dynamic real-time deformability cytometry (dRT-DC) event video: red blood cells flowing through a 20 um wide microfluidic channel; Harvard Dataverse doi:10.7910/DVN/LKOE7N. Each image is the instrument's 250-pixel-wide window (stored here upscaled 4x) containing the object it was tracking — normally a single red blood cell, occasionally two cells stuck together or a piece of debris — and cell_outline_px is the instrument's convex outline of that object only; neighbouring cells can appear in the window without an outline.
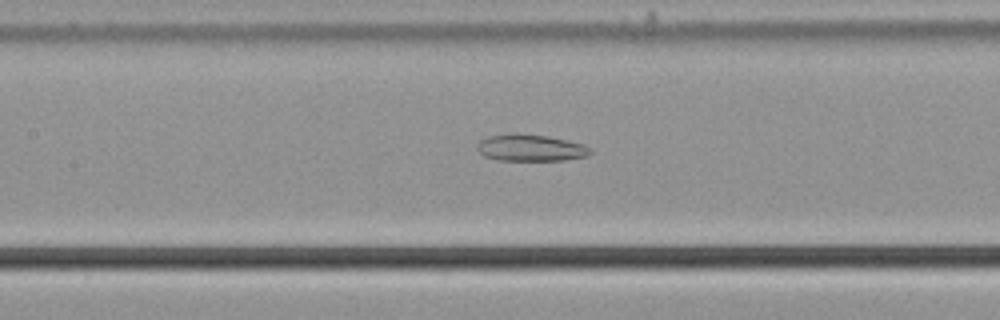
{"species": "common noctule bat (a hibernating species)", "species_latin": "Nyctalus noctula", "temperature_condition": "cold", "stored_images_in_passage": 56, "camera_frame_rate_fps": 3000, "um_per_image_px": 0.085, "animal": {"sex": "male", "body_mass_g": 21.5, "forearm_length_mm": 52.0}, "frame": {"image": 1, "passage_image": 26, "time_ms": 8.333, "image_size_px": [1000, 320], "cell_outline_px": [[592, 152], [588, 156], [564, 160], [496, 160], [484, 156], [476, 148], [476, 144], [480, 140], [488, 136], [516, 132], [548, 136], [584, 144], [592, 148]], "centroid_in_image_um": [45.1, 12.55], "position_along_channel_um": 162.3, "area_um2": 17.92}}
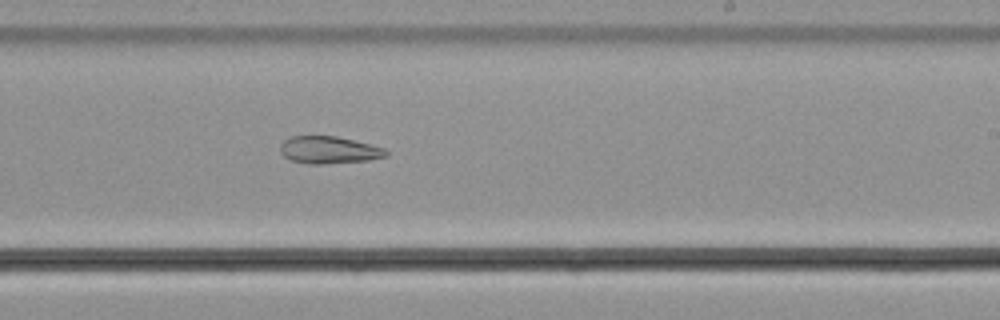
{"frame": {"image": 2, "passage_image": 34, "time_ms": 11.0, "image_size_px": [1000, 320], "cell_outline_px": [[388, 156], [368, 160], [320, 164], [308, 164], [292, 160], [284, 156], [280, 152], [280, 144], [288, 136], [336, 136], [384, 148], [388, 152]], "centroid_in_image_um": [27.92, 12.74], "position_along_channel_um": 261.1, "area_um2": 16.7}}
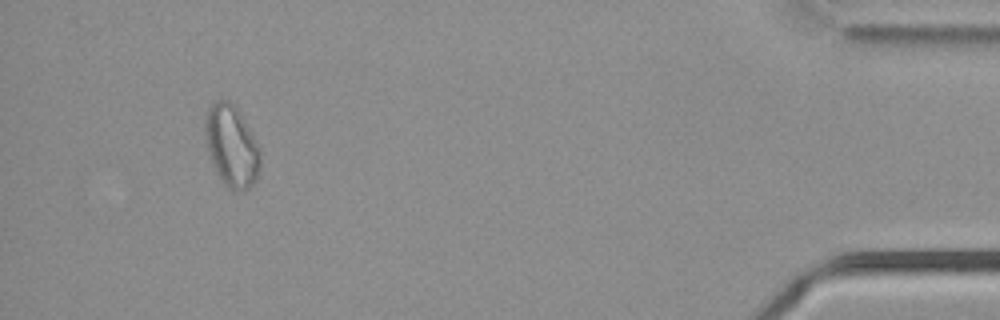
{"frame": {"image": 3, "passage_image": 52, "time_ms": 17.0, "image_size_px": [1000, 320], "cell_outline_px": [[260, 168], [256, 180], [244, 192], [232, 192], [224, 184], [216, 172], [208, 156], [204, 132], [204, 124], [208, 104], [216, 100], [228, 100], [240, 112], [256, 140], [260, 148]], "centroid_in_image_um": [19.66, 12.43], "position_along_channel_um": 415.5, "area_um2": 26.82}, "authors_computed_cell_mechanics": {"area_um2": 23.9581, "velocity_mm_per_s": 3.7178, "shape_relaxation_time_tau1_ms": null, "shape_relaxation_time_tau2_ms": 9.1749, "deformation_change_tau1": null, "deformation_change_tau2": 0.1858}}